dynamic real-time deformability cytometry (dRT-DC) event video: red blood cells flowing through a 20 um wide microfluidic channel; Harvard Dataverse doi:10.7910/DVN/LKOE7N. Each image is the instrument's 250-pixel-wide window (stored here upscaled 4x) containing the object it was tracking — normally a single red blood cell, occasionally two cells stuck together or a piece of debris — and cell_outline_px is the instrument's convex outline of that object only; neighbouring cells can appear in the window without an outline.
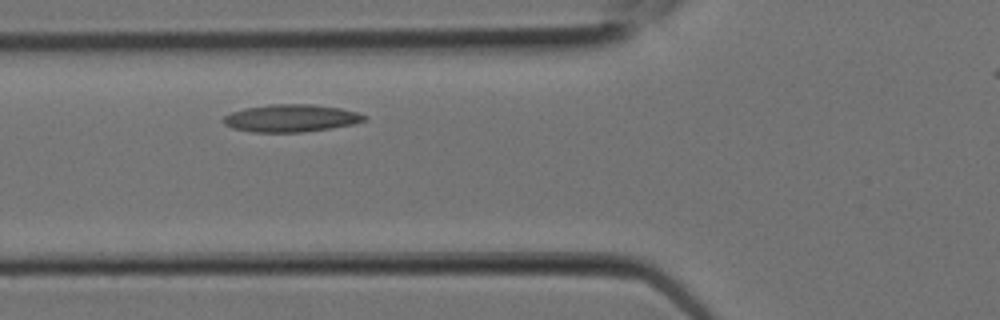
{"species": "Egyptian fruit bat (a non-hibernating species)", "species_latin": "Rousettus aegyptiacus", "temperature_condition": "room temperature", "stored_images_in_passage": 8, "camera_frame_rate_fps": 3000, "um_per_image_px": 0.085, "animal": {"sex": "female"}, "frame": {"image": 1, "passage_image": 4, "time_ms": 1.0, "image_size_px": [1000, 320], "cell_outline_px": [[368, 120], [352, 124], [332, 128], [304, 132], [252, 132], [232, 128], [224, 124], [220, 120], [224, 116], [232, 112], [244, 108], [268, 104], [312, 104], [340, 108], [356, 112], [368, 116]], "centroid_in_image_um": [24.72, 10.04], "position_along_channel_um": 101.1, "area_um2": 22.77}}
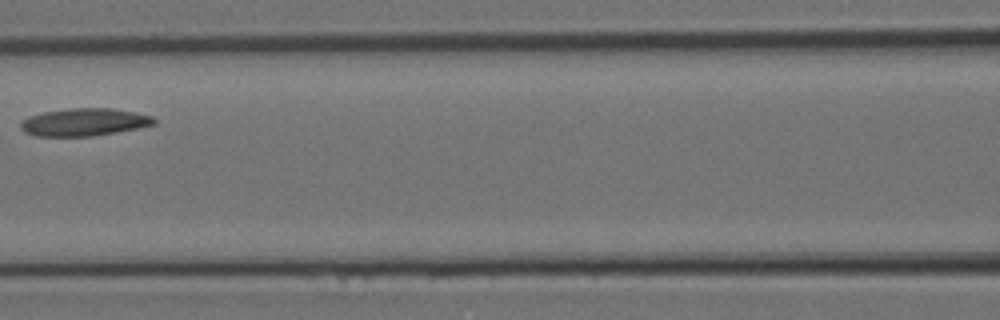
{"frame": {"image": 2, "passage_image": 6, "time_ms": 1.667, "image_size_px": [1000, 320], "cell_outline_px": [[156, 124], [116, 132], [92, 136], [36, 136], [24, 132], [20, 128], [20, 124], [28, 116], [44, 112], [68, 108], [112, 108], [136, 112], [152, 116], [156, 120]], "centroid_in_image_um": [7.15, 10.37], "position_along_channel_um": 159.4, "area_um2": 21.44}}
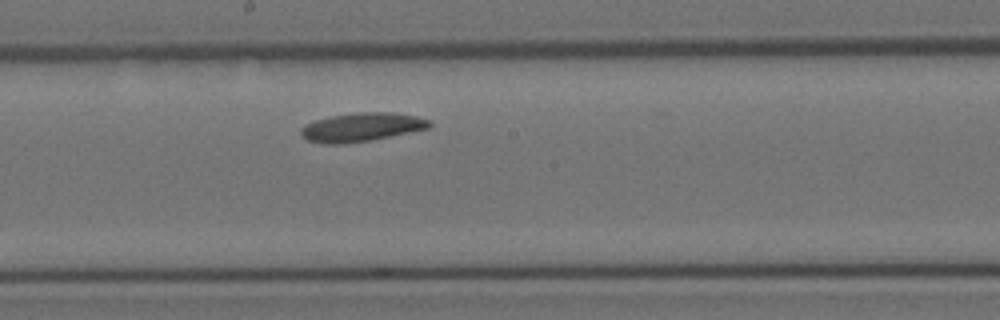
{"frame": {"image": 3, "passage_image": 8, "time_ms": 2.333, "image_size_px": [1000, 320], "cell_outline_px": [[432, 124], [428, 128], [368, 140], [340, 144], [320, 144], [308, 140], [300, 132], [300, 128], [304, 124], [316, 120], [332, 116], [356, 112], [392, 112], [416, 116], [432, 120]], "centroid_in_image_um": [30.72, 10.79], "position_along_channel_um": 217.5, "area_um2": 21.27}}